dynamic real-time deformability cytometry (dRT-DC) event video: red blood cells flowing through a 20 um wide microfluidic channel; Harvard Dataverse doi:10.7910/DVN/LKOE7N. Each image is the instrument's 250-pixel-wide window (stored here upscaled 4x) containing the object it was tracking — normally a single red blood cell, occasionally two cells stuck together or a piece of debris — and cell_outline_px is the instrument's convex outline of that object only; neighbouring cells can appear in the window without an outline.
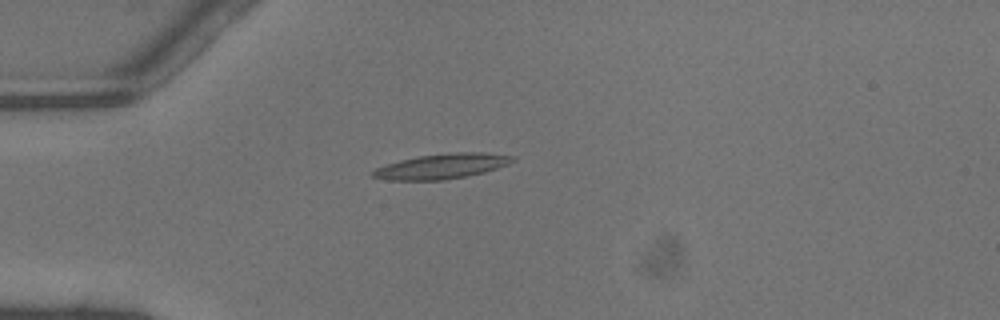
{"species": "common noctule bat (a hibernating species)", "species_latin": "Nyctalus noctula", "temperature_condition": "warm", "stored_images_in_passage": 35, "camera_frame_rate_fps": 3000, "um_per_image_px": 0.085, "animal": {"sex": "male", "body_mass_g": 13.3}, "frame": {"image": 1, "passage_image": 1, "time_ms": 0.0, "image_size_px": [1000, 320], "cell_outline_px": [[516, 160], [508, 164], [484, 172], [444, 180], [388, 180], [372, 176], [372, 172], [376, 168], [400, 160], [420, 156], [456, 152], [480, 152], [516, 156]], "centroid_in_image_um": [37.59, 14.13], "position_along_channel_um": 47.4, "area_um2": 20.11}}
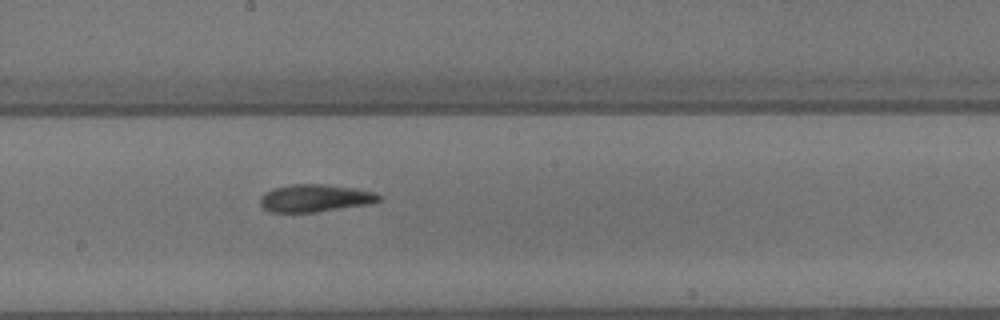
{"frame": {"image": 2, "passage_image": 14, "time_ms": 4.333, "image_size_px": [1000, 320], "cell_outline_px": [[380, 200], [372, 204], [316, 212], [268, 212], [260, 204], [260, 196], [264, 192], [276, 188], [292, 184], [324, 184], [352, 188], [372, 192], [380, 196]], "centroid_in_image_um": [26.75, 16.85], "position_along_channel_um": 221.4, "area_um2": 18.96}}
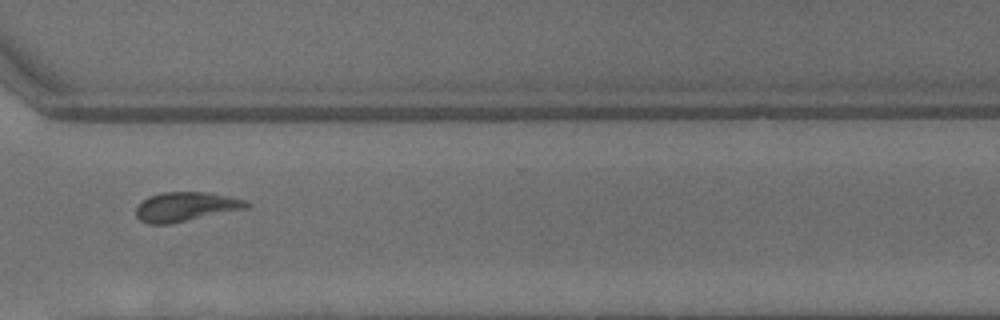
{"frame": {"image": 3, "passage_image": 23, "time_ms": 7.333, "image_size_px": [1000, 320], "cell_outline_px": [[248, 208], [172, 224], [148, 224], [140, 220], [136, 216], [136, 208], [148, 196], [164, 192], [204, 192], [228, 196], [244, 200], [248, 204]], "centroid_in_image_um": [15.76, 17.58], "position_along_channel_um": 354.8, "area_um2": 18.79}, "authors_computed_cell_mechanics": {"area_um2": 18.785, "velocity_mm_per_s": 4.4596, "shape_relaxation_time_tau1_ms": 5.0778, "shape_relaxation_time_tau2_ms": 2.8984, "deformation_change_tau1": 0.1793, "deformation_change_tau2": 0.1008}}